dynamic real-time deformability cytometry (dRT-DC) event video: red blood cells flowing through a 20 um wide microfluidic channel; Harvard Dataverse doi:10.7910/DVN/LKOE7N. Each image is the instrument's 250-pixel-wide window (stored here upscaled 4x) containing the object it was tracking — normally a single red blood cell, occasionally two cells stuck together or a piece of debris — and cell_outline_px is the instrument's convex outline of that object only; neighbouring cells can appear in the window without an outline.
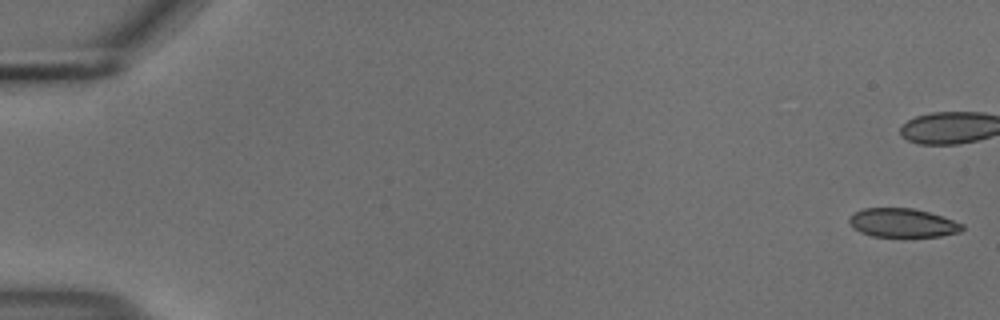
{"species": "common noctule bat (a hibernating species)", "species_latin": "Nyctalus noctula", "temperature_condition": "cold", "stored_images_in_passage": 44, "camera_frame_rate_fps": 3000, "um_per_image_px": 0.085, "animal": {"sex": "male", "body_mass_g": 18.8}, "frame": {"image": 1, "passage_image": 1, "time_ms": 0.0, "image_size_px": [1000, 320], "cell_outline_px": [[964, 228], [960, 232], [940, 236], [904, 240], [872, 236], [860, 232], [852, 228], [848, 220], [848, 216], [864, 208], [912, 208], [928, 212], [964, 224]], "centroid_in_image_um": [76.7, 19.0], "position_along_channel_um": 8.3, "area_um2": 19.83}}